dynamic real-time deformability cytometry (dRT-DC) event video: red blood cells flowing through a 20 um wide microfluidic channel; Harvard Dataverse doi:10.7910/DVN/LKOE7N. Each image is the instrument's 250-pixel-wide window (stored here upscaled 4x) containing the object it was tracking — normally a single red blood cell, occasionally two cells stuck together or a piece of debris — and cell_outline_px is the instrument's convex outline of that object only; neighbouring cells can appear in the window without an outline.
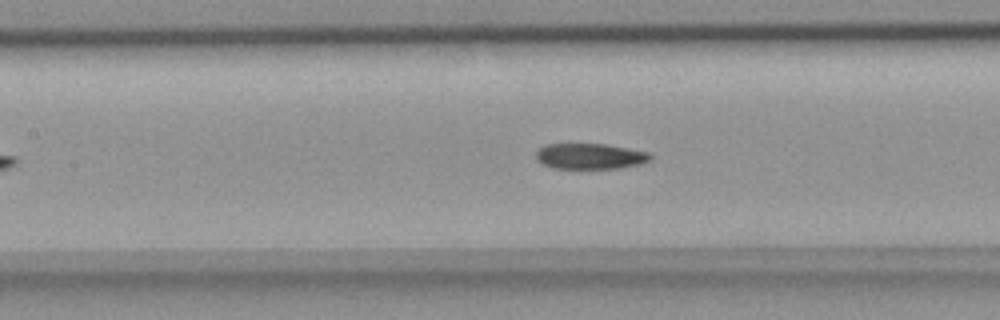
{"species": "common noctule bat (a hibernating species)", "species_latin": "Nyctalus noctula", "temperature_condition": "room temperature", "stored_images_in_passage": 35, "camera_frame_rate_fps": 3000, "um_per_image_px": 0.085, "animal": {"sex": "female", "body_mass_g": 18.4}, "frame": {"image": 1, "passage_image": 16, "time_ms": 5.0, "image_size_px": [1000, 320], "cell_outline_px": [[652, 160], [640, 164], [620, 168], [552, 168], [536, 160], [536, 152], [544, 144], [608, 144], [648, 152], [652, 156]], "centroid_in_image_um": [50.17, 13.27], "position_along_channel_um": 157.2, "area_um2": 17.17}}
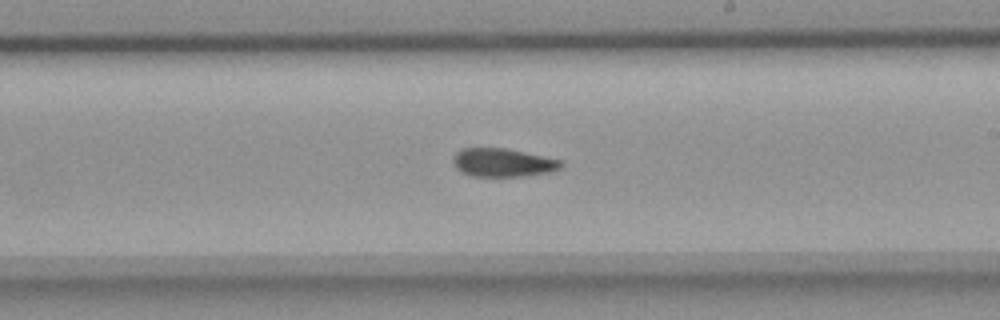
{"frame": {"image": 2, "passage_image": 23, "time_ms": 7.333, "image_size_px": [1000, 320], "cell_outline_px": [[564, 164], [560, 168], [552, 172], [524, 176], [472, 176], [456, 168], [452, 160], [452, 156], [460, 148], [504, 148], [564, 160]], "centroid_in_image_um": [42.77, 13.81], "position_along_channel_um": 246.2, "area_um2": 17.98}}
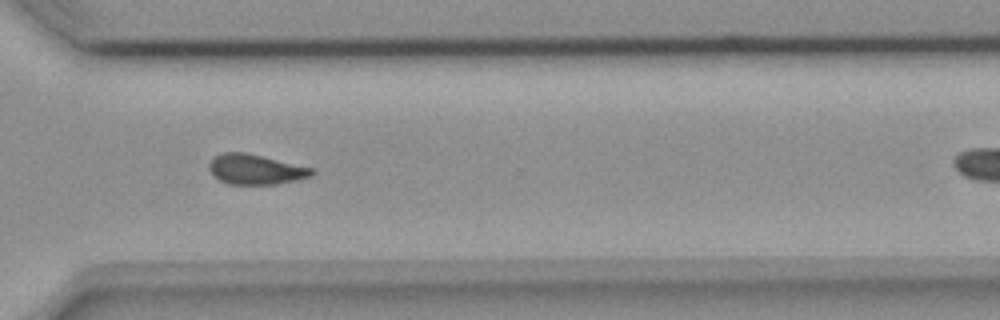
{"frame": {"image": 3, "passage_image": 31, "time_ms": 10.0, "image_size_px": [1000, 320], "cell_outline_px": [[316, 172], [312, 176], [296, 180], [276, 184], [228, 184], [220, 180], [208, 168], [208, 164], [216, 156], [224, 152], [248, 152], [312, 168]], "centroid_in_image_um": [21.75, 14.39], "position_along_channel_um": 348.9, "area_um2": 17.92}}